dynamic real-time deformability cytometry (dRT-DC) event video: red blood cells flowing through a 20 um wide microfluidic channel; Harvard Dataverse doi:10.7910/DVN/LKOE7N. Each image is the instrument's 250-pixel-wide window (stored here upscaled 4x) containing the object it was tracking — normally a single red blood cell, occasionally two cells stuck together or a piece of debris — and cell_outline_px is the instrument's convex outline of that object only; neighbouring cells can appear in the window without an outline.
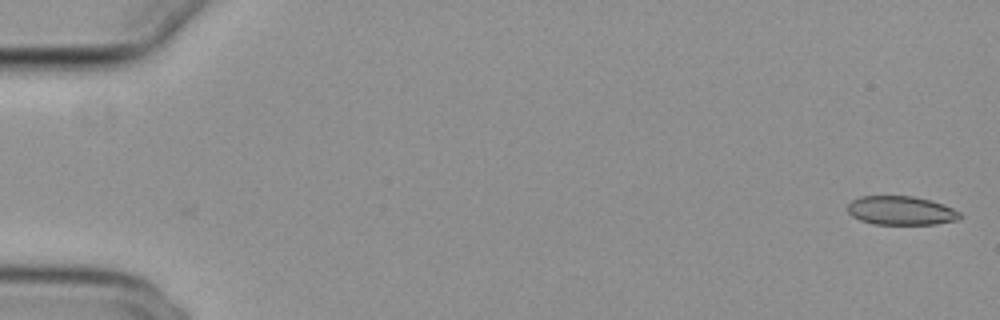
{"species": "common noctule bat (a hibernating species)", "species_latin": "Nyctalus noctula", "temperature_condition": "cold", "stored_images_in_passage": 54, "camera_frame_rate_fps": 3000, "um_per_image_px": 0.085, "animal": {"sex": "female", "body_mass_g": 29.2, "forearm_length_mm": 56.3}, "frame": {"image": 1, "passage_image": 1, "time_ms": 0.0, "image_size_px": [1000, 320], "cell_outline_px": [[964, 216], [960, 220], [936, 224], [872, 224], [860, 220], [852, 216], [848, 212], [848, 204], [852, 200], [860, 196], [912, 196], [932, 200], [952, 208], [960, 212]], "centroid_in_image_um": [76.62, 17.9], "position_along_channel_um": 8.4, "area_um2": 19.07}}
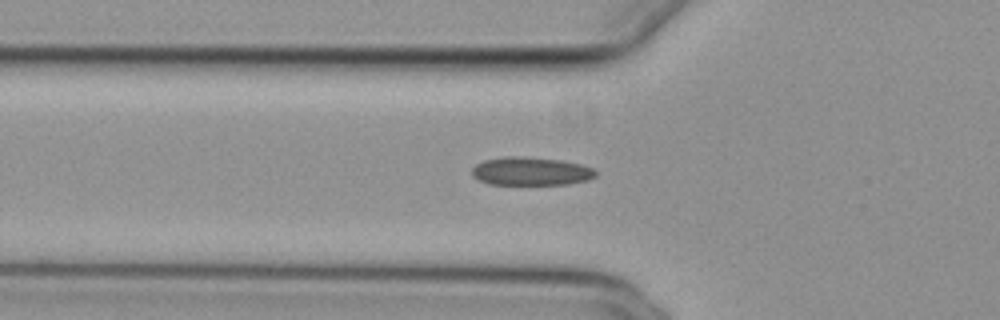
{"frame": {"image": 2, "passage_image": 19, "time_ms": 6.0, "image_size_px": [1000, 320], "cell_outline_px": [[596, 176], [588, 180], [568, 184], [488, 184], [472, 176], [472, 168], [476, 164], [484, 160], [504, 156], [524, 156], [560, 160], [580, 164], [592, 168], [596, 172]], "centroid_in_image_um": [45.11, 14.55], "position_along_channel_um": 80.7, "area_um2": 20.4}}
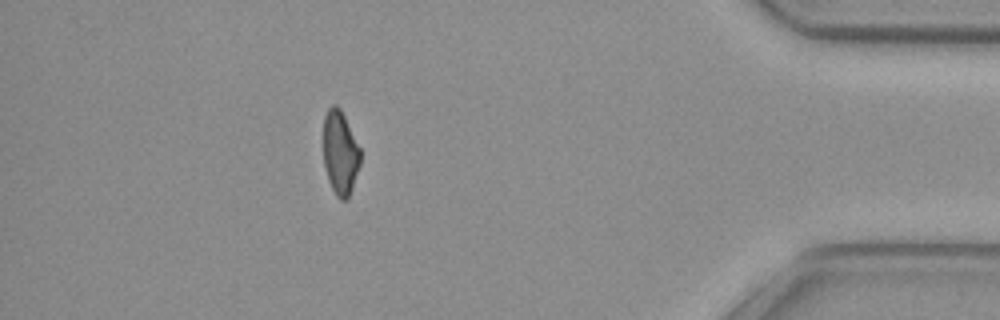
{"frame": {"image": 3, "passage_image": 48, "time_ms": 15.667, "image_size_px": [1000, 320], "cell_outline_px": [[360, 164], [348, 200], [340, 200], [336, 196], [328, 180], [324, 164], [324, 116], [328, 108], [332, 104], [336, 104], [340, 108], [360, 148]], "centroid_in_image_um": [28.91, 13.0], "position_along_channel_um": 406.3, "area_um2": 18.03}, "authors_computed_cell_mechanics": {"area_um2": 19.8832, "velocity_mm_per_s": 3.8587, "shape_relaxation_time_tau1_ms": null, "shape_relaxation_time_tau2_ms": 6.8096, "deformation_change_tau1": null, "deformation_change_tau2": 0.0946}}